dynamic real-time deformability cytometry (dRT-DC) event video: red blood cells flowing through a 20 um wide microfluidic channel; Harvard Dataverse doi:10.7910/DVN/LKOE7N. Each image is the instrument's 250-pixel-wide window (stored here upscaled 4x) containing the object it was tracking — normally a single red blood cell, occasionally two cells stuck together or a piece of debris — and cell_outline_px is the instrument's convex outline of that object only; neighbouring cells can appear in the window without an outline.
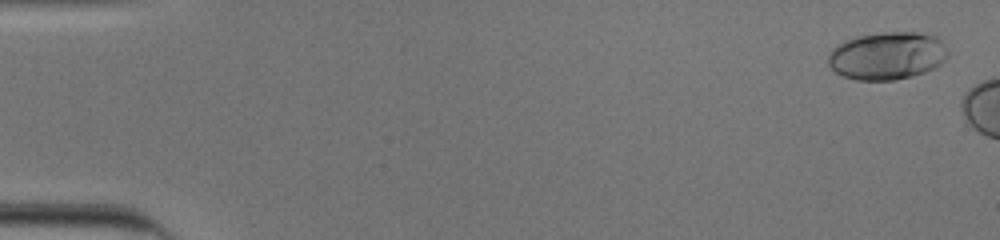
{"species": "human", "species_latin": "Homo sapiens", "temperature_condition": "cold", "stored_images_in_passage": 7, "camera_frame_rate_fps": 3000, "um_per_image_px": 0.085, "donor": {"sex": "male"}, "frame": {"image": 1, "passage_image": 2, "time_ms": 0.333, "image_size_px": [1000, 240], "cell_outline_px": [[948, 56], [940, 64], [924, 72], [912, 76], [896, 80], [856, 80], [844, 76], [836, 72], [828, 64], [828, 52], [832, 48], [844, 40], [860, 36], [880, 32], [932, 32], [948, 48]], "centroid_in_image_um": [75.43, 4.72], "position_along_channel_um": 9.6, "area_um2": 33.64}}